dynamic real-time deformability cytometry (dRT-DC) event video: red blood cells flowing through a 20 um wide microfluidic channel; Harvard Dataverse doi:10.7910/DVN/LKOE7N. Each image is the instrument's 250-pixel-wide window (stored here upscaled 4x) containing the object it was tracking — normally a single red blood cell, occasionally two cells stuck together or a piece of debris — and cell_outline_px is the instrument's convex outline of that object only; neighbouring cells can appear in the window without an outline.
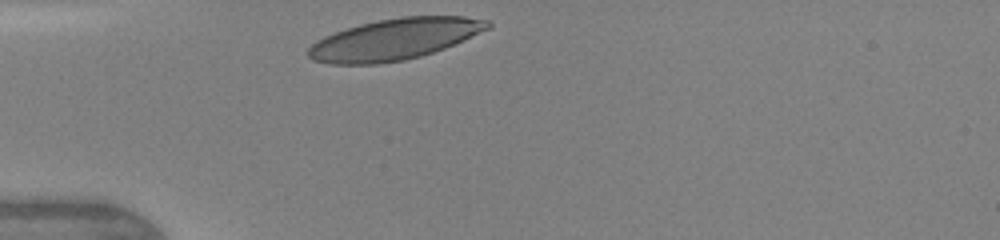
{"species": "human", "species_latin": "Homo sapiens", "temperature_condition": "warm", "stored_images_in_passage": 1, "camera_frame_rate_fps": 3000, "um_per_image_px": 0.085, "donor": {"sex": "female"}, "frame": {"image": 1, "passage_image": 1, "time_ms": 0.0, "image_size_px": [1000, 240], "cell_outline_px": [[492, 28], [444, 48], [420, 56], [404, 60], [376, 64], [332, 64], [312, 60], [308, 56], [308, 48], [316, 40], [324, 36], [360, 24], [400, 16], [464, 16], [488, 20], [492, 24]], "centroid_in_image_um": [33.55, 3.33], "position_along_channel_um": 51.4, "area_um2": 42.95}}